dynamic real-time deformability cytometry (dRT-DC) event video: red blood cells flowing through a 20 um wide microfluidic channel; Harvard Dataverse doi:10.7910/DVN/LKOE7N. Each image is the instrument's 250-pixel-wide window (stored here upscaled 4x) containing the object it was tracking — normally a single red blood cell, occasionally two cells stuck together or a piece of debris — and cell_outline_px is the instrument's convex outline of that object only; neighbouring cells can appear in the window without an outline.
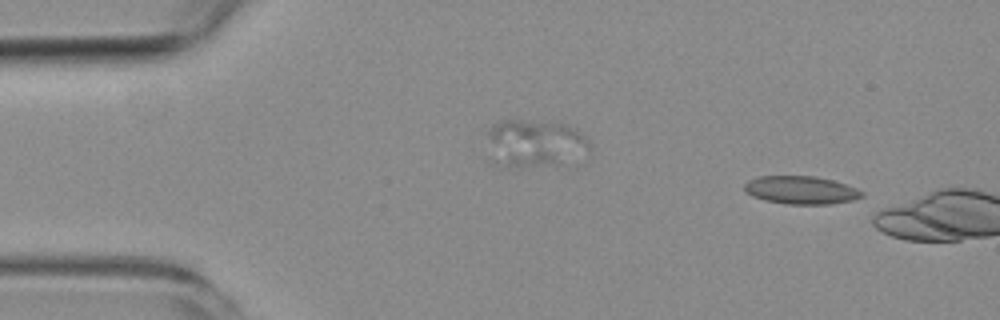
{"species": "common noctule bat (a hibernating species)", "species_latin": "Nyctalus noctula", "temperature_condition": "room temperature", "stored_images_in_passage": 3, "camera_frame_rate_fps": 3000, "um_per_image_px": 0.085, "animal": {"sex": "female", "body_mass_g": 19.3, "forearm_length_mm": 54.1}, "frame": {"image": 1, "passage_image": 3, "time_ms": 3.0, "image_size_px": [1000, 320], "cell_outline_px": [[864, 196], [852, 200], [832, 204], [788, 204], [764, 200], [752, 196], [744, 192], [744, 184], [748, 180], [760, 176], [812, 176], [832, 180], [856, 188], [864, 192]], "centroid_in_image_um": [68.06, 16.16], "position_along_channel_um": 16.9, "area_um2": 19.19}}